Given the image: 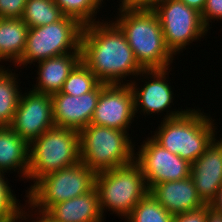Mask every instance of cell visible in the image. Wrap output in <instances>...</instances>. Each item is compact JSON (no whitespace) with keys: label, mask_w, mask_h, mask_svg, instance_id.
I'll use <instances>...</instances> for the list:
<instances>
[{"label":"cell","mask_w":222,"mask_h":222,"mask_svg":"<svg viewBox=\"0 0 222 222\" xmlns=\"http://www.w3.org/2000/svg\"><path fill=\"white\" fill-rule=\"evenodd\" d=\"M209 206L222 215V185L219 187L215 199L209 204Z\"/></svg>","instance_id":"cell-31"},{"label":"cell","mask_w":222,"mask_h":222,"mask_svg":"<svg viewBox=\"0 0 222 222\" xmlns=\"http://www.w3.org/2000/svg\"><path fill=\"white\" fill-rule=\"evenodd\" d=\"M201 17L204 25L209 29L211 20L218 21L222 20V0H206L203 11L201 12Z\"/></svg>","instance_id":"cell-28"},{"label":"cell","mask_w":222,"mask_h":222,"mask_svg":"<svg viewBox=\"0 0 222 222\" xmlns=\"http://www.w3.org/2000/svg\"><path fill=\"white\" fill-rule=\"evenodd\" d=\"M95 188L102 214L108 208V211L122 218H127L135 205L149 192L143 172L135 161L96 173Z\"/></svg>","instance_id":"cell-7"},{"label":"cell","mask_w":222,"mask_h":222,"mask_svg":"<svg viewBox=\"0 0 222 222\" xmlns=\"http://www.w3.org/2000/svg\"><path fill=\"white\" fill-rule=\"evenodd\" d=\"M64 16L54 0H27L21 19L28 28H35L55 23Z\"/></svg>","instance_id":"cell-22"},{"label":"cell","mask_w":222,"mask_h":222,"mask_svg":"<svg viewBox=\"0 0 222 222\" xmlns=\"http://www.w3.org/2000/svg\"><path fill=\"white\" fill-rule=\"evenodd\" d=\"M188 7L196 9L198 12H202L206 3V0H181Z\"/></svg>","instance_id":"cell-32"},{"label":"cell","mask_w":222,"mask_h":222,"mask_svg":"<svg viewBox=\"0 0 222 222\" xmlns=\"http://www.w3.org/2000/svg\"><path fill=\"white\" fill-rule=\"evenodd\" d=\"M174 215L170 214L148 192L133 208L126 222H172Z\"/></svg>","instance_id":"cell-23"},{"label":"cell","mask_w":222,"mask_h":222,"mask_svg":"<svg viewBox=\"0 0 222 222\" xmlns=\"http://www.w3.org/2000/svg\"><path fill=\"white\" fill-rule=\"evenodd\" d=\"M101 91L102 83L93 91L80 96H72L61 92L52 94L54 125L77 131H81L88 126L91 123Z\"/></svg>","instance_id":"cell-14"},{"label":"cell","mask_w":222,"mask_h":222,"mask_svg":"<svg viewBox=\"0 0 222 222\" xmlns=\"http://www.w3.org/2000/svg\"><path fill=\"white\" fill-rule=\"evenodd\" d=\"M199 109L162 120L151 136L158 144L189 163L196 161L216 138L214 120ZM216 133V134H215Z\"/></svg>","instance_id":"cell-3"},{"label":"cell","mask_w":222,"mask_h":222,"mask_svg":"<svg viewBox=\"0 0 222 222\" xmlns=\"http://www.w3.org/2000/svg\"><path fill=\"white\" fill-rule=\"evenodd\" d=\"M81 61V53H68L37 62L38 77L32 90L47 95L61 91L63 83Z\"/></svg>","instance_id":"cell-18"},{"label":"cell","mask_w":222,"mask_h":222,"mask_svg":"<svg viewBox=\"0 0 222 222\" xmlns=\"http://www.w3.org/2000/svg\"><path fill=\"white\" fill-rule=\"evenodd\" d=\"M17 171L27 178L29 169V144L10 127H0V172Z\"/></svg>","instance_id":"cell-19"},{"label":"cell","mask_w":222,"mask_h":222,"mask_svg":"<svg viewBox=\"0 0 222 222\" xmlns=\"http://www.w3.org/2000/svg\"><path fill=\"white\" fill-rule=\"evenodd\" d=\"M157 14L166 47L173 55L207 34L201 13L181 0H162L154 9Z\"/></svg>","instance_id":"cell-9"},{"label":"cell","mask_w":222,"mask_h":222,"mask_svg":"<svg viewBox=\"0 0 222 222\" xmlns=\"http://www.w3.org/2000/svg\"><path fill=\"white\" fill-rule=\"evenodd\" d=\"M51 95L31 90L20 95L10 128L28 144L54 127Z\"/></svg>","instance_id":"cell-11"},{"label":"cell","mask_w":222,"mask_h":222,"mask_svg":"<svg viewBox=\"0 0 222 222\" xmlns=\"http://www.w3.org/2000/svg\"><path fill=\"white\" fill-rule=\"evenodd\" d=\"M0 127H9L17 109L21 92L18 91L17 76L11 69L0 65Z\"/></svg>","instance_id":"cell-21"},{"label":"cell","mask_w":222,"mask_h":222,"mask_svg":"<svg viewBox=\"0 0 222 222\" xmlns=\"http://www.w3.org/2000/svg\"><path fill=\"white\" fill-rule=\"evenodd\" d=\"M134 116V96L128 82L102 83V91L90 124L128 132L127 129L134 121Z\"/></svg>","instance_id":"cell-12"},{"label":"cell","mask_w":222,"mask_h":222,"mask_svg":"<svg viewBox=\"0 0 222 222\" xmlns=\"http://www.w3.org/2000/svg\"><path fill=\"white\" fill-rule=\"evenodd\" d=\"M96 173L81 161L38 179L26 192L30 210L46 212L52 205L95 188Z\"/></svg>","instance_id":"cell-6"},{"label":"cell","mask_w":222,"mask_h":222,"mask_svg":"<svg viewBox=\"0 0 222 222\" xmlns=\"http://www.w3.org/2000/svg\"><path fill=\"white\" fill-rule=\"evenodd\" d=\"M111 22L98 19L83 26L81 61L101 83L125 84L122 79L130 75L138 77L144 69L136 61L121 29Z\"/></svg>","instance_id":"cell-1"},{"label":"cell","mask_w":222,"mask_h":222,"mask_svg":"<svg viewBox=\"0 0 222 222\" xmlns=\"http://www.w3.org/2000/svg\"><path fill=\"white\" fill-rule=\"evenodd\" d=\"M55 222H104L96 188L52 205L46 212Z\"/></svg>","instance_id":"cell-17"},{"label":"cell","mask_w":222,"mask_h":222,"mask_svg":"<svg viewBox=\"0 0 222 222\" xmlns=\"http://www.w3.org/2000/svg\"><path fill=\"white\" fill-rule=\"evenodd\" d=\"M129 133L89 124L79 131L80 161L100 173L134 161V144Z\"/></svg>","instance_id":"cell-4"},{"label":"cell","mask_w":222,"mask_h":222,"mask_svg":"<svg viewBox=\"0 0 222 222\" xmlns=\"http://www.w3.org/2000/svg\"><path fill=\"white\" fill-rule=\"evenodd\" d=\"M65 16L77 19L83 26L97 21L96 17L103 0H54ZM95 17V19H94Z\"/></svg>","instance_id":"cell-25"},{"label":"cell","mask_w":222,"mask_h":222,"mask_svg":"<svg viewBox=\"0 0 222 222\" xmlns=\"http://www.w3.org/2000/svg\"><path fill=\"white\" fill-rule=\"evenodd\" d=\"M80 162L79 131L52 127L29 144L27 179L35 183L51 172Z\"/></svg>","instance_id":"cell-5"},{"label":"cell","mask_w":222,"mask_h":222,"mask_svg":"<svg viewBox=\"0 0 222 222\" xmlns=\"http://www.w3.org/2000/svg\"><path fill=\"white\" fill-rule=\"evenodd\" d=\"M149 193L172 215L206 206L198 195L191 176L155 184Z\"/></svg>","instance_id":"cell-16"},{"label":"cell","mask_w":222,"mask_h":222,"mask_svg":"<svg viewBox=\"0 0 222 222\" xmlns=\"http://www.w3.org/2000/svg\"><path fill=\"white\" fill-rule=\"evenodd\" d=\"M118 10L119 17L114 23L125 35L138 64L144 70L169 68L174 56L166 47L161 24L155 11Z\"/></svg>","instance_id":"cell-2"},{"label":"cell","mask_w":222,"mask_h":222,"mask_svg":"<svg viewBox=\"0 0 222 222\" xmlns=\"http://www.w3.org/2000/svg\"><path fill=\"white\" fill-rule=\"evenodd\" d=\"M208 146L204 153L191 164L190 176L202 201L209 205L222 185V139Z\"/></svg>","instance_id":"cell-15"},{"label":"cell","mask_w":222,"mask_h":222,"mask_svg":"<svg viewBox=\"0 0 222 222\" xmlns=\"http://www.w3.org/2000/svg\"><path fill=\"white\" fill-rule=\"evenodd\" d=\"M4 175V173L0 172V222H20V219H28L30 214H27L25 208H22L23 206L18 203ZM27 216L28 218H26Z\"/></svg>","instance_id":"cell-26"},{"label":"cell","mask_w":222,"mask_h":222,"mask_svg":"<svg viewBox=\"0 0 222 222\" xmlns=\"http://www.w3.org/2000/svg\"><path fill=\"white\" fill-rule=\"evenodd\" d=\"M168 70V68L143 70L139 74L140 77L145 76V79H153H148V81L146 79V84L144 83V86H141V88L137 87L138 85L134 80H130V83L128 84L130 85L134 96L135 115L139 109L143 113V115H145V113L147 115H151L152 113L158 114L159 112L162 113V111H165V109H167L166 116L163 118V120H167L181 116L188 110L182 109V111H176L175 109V111L172 112L168 111V108H171L170 104L173 102L174 99V94L171 90L172 88L171 86H169L170 83H167L168 81L166 80V75H168V73L170 72Z\"/></svg>","instance_id":"cell-13"},{"label":"cell","mask_w":222,"mask_h":222,"mask_svg":"<svg viewBox=\"0 0 222 222\" xmlns=\"http://www.w3.org/2000/svg\"><path fill=\"white\" fill-rule=\"evenodd\" d=\"M118 9L154 10L162 0H120Z\"/></svg>","instance_id":"cell-30"},{"label":"cell","mask_w":222,"mask_h":222,"mask_svg":"<svg viewBox=\"0 0 222 222\" xmlns=\"http://www.w3.org/2000/svg\"><path fill=\"white\" fill-rule=\"evenodd\" d=\"M141 147V148H140ZM134 154V161L140 166L150 190L155 184L182 180L190 176L191 163L148 137Z\"/></svg>","instance_id":"cell-10"},{"label":"cell","mask_w":222,"mask_h":222,"mask_svg":"<svg viewBox=\"0 0 222 222\" xmlns=\"http://www.w3.org/2000/svg\"><path fill=\"white\" fill-rule=\"evenodd\" d=\"M27 0H0V18H22Z\"/></svg>","instance_id":"cell-27"},{"label":"cell","mask_w":222,"mask_h":222,"mask_svg":"<svg viewBox=\"0 0 222 222\" xmlns=\"http://www.w3.org/2000/svg\"><path fill=\"white\" fill-rule=\"evenodd\" d=\"M82 30L83 25L70 16L52 24L29 28L24 51L15 65L27 66L62 54L81 53Z\"/></svg>","instance_id":"cell-8"},{"label":"cell","mask_w":222,"mask_h":222,"mask_svg":"<svg viewBox=\"0 0 222 222\" xmlns=\"http://www.w3.org/2000/svg\"><path fill=\"white\" fill-rule=\"evenodd\" d=\"M206 222H222V215L213 210L209 205H207Z\"/></svg>","instance_id":"cell-33"},{"label":"cell","mask_w":222,"mask_h":222,"mask_svg":"<svg viewBox=\"0 0 222 222\" xmlns=\"http://www.w3.org/2000/svg\"><path fill=\"white\" fill-rule=\"evenodd\" d=\"M35 213L34 214H36V212L38 213V214H36L37 215V220L35 221V220H33L34 222H55L49 215H47L45 212H40V211H34ZM39 215V216H38Z\"/></svg>","instance_id":"cell-34"},{"label":"cell","mask_w":222,"mask_h":222,"mask_svg":"<svg viewBox=\"0 0 222 222\" xmlns=\"http://www.w3.org/2000/svg\"><path fill=\"white\" fill-rule=\"evenodd\" d=\"M207 205L194 211L176 214L172 222H206Z\"/></svg>","instance_id":"cell-29"},{"label":"cell","mask_w":222,"mask_h":222,"mask_svg":"<svg viewBox=\"0 0 222 222\" xmlns=\"http://www.w3.org/2000/svg\"><path fill=\"white\" fill-rule=\"evenodd\" d=\"M100 83L93 72L80 61L63 83L60 92L72 96H80L93 91Z\"/></svg>","instance_id":"cell-24"},{"label":"cell","mask_w":222,"mask_h":222,"mask_svg":"<svg viewBox=\"0 0 222 222\" xmlns=\"http://www.w3.org/2000/svg\"><path fill=\"white\" fill-rule=\"evenodd\" d=\"M28 29L21 18H0V62L10 59L15 66L24 51Z\"/></svg>","instance_id":"cell-20"}]
</instances>
